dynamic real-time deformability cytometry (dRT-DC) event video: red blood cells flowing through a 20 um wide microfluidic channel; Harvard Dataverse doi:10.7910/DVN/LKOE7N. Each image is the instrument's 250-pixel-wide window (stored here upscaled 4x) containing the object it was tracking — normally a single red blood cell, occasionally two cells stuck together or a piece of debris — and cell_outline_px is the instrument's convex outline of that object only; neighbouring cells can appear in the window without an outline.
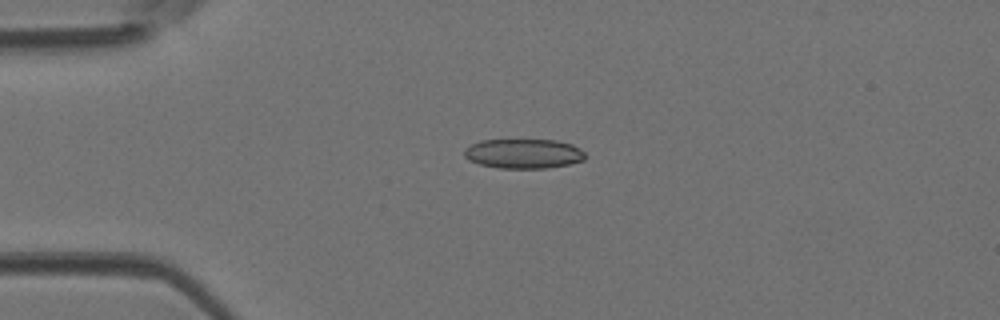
{"species": "Egyptian fruit bat (a non-hibernating species)", "species_latin": "Rousettus aegyptiacus", "temperature_condition": "room temperature", "stored_images_in_passage": 30, "camera_frame_rate_fps": 3000, "um_per_image_px": 0.085, "animal": {"sex": "female"}, "frame": {"image": 1, "passage_image": 11, "time_ms": 3.333, "image_size_px": [1000, 320], "cell_outline_px": [[584, 160], [568, 164], [548, 168], [500, 168], [480, 164], [468, 160], [464, 156], [464, 148], [480, 140], [556, 140], [572, 144], [580, 148], [584, 152]], "centroid_in_image_um": [44.49, 13.05], "position_along_channel_um": 40.5, "area_um2": 20.87}}
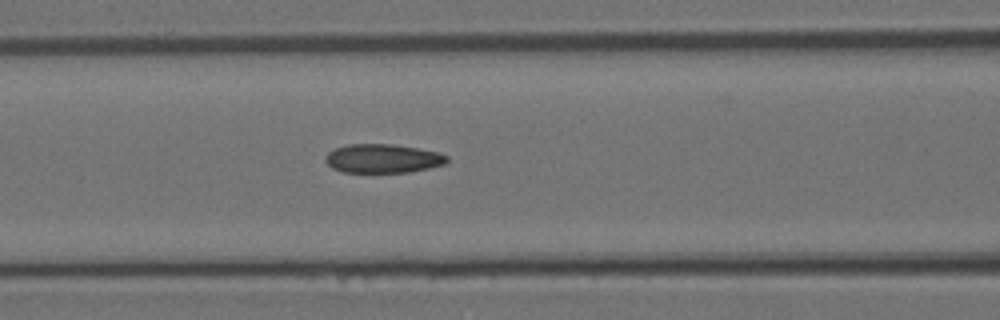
{"frame": {"image": 2, "passage_image": 19, "time_ms": 6.0, "image_size_px": [1000, 320], "cell_outline_px": [[448, 160], [444, 164], [428, 168], [408, 172], [344, 172], [332, 168], [324, 160], [324, 156], [328, 152], [336, 148], [348, 144], [392, 144], [440, 152], [448, 156]], "centroid_in_image_um": [32.52, 13.47], "position_along_channel_um": 134.1, "area_um2": 20.4}}
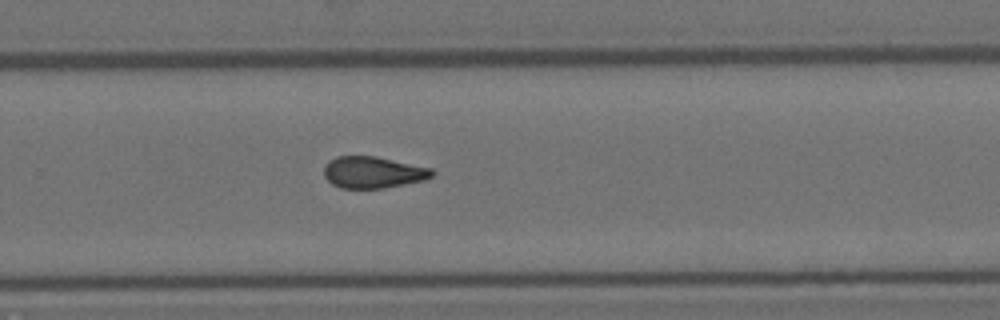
{"frame": {"image": 3, "passage_image": 30, "time_ms": 9.667, "image_size_px": [1000, 320], "cell_outline_px": [[436, 172], [432, 176], [424, 180], [384, 188], [340, 188], [332, 184], [324, 176], [324, 164], [328, 160], [336, 156], [376, 156], [432, 168]], "centroid_in_image_um": [31.69, 14.64], "position_along_channel_um": 298.1, "area_um2": 20.06}}